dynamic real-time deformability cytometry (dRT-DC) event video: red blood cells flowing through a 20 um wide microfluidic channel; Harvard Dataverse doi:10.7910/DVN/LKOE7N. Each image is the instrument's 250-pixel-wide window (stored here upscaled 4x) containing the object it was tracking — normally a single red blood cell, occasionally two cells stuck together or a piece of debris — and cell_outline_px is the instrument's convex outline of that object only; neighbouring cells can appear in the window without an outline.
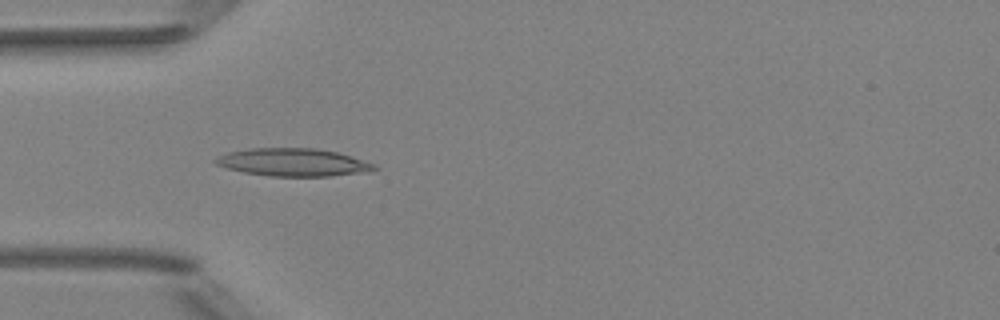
{"species": "Egyptian fruit bat (a non-hibernating species)", "species_latin": "Rousettus aegyptiacus", "temperature_condition": "room temperature", "stored_images_in_passage": 37, "camera_frame_rate_fps": 3000, "um_per_image_px": 0.085, "animal": {"sex": "female"}, "frame": {"image": 1, "passage_image": 2, "time_ms": 0.333, "image_size_px": [1000, 320], "cell_outline_px": [[380, 168], [372, 172], [332, 176], [268, 176], [244, 172], [228, 168], [216, 164], [212, 160], [216, 156], [228, 152], [252, 148], [316, 148], [336, 152], [376, 164]], "centroid_in_image_um": [24.95, 13.8], "position_along_channel_um": 60.0, "area_um2": 25.89}}
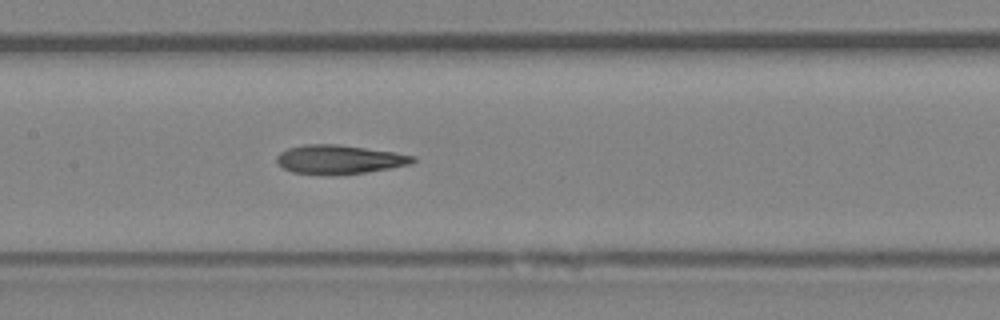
{"frame": {"image": 2, "passage_image": 11, "time_ms": 3.333, "image_size_px": [1000, 320], "cell_outline_px": [[416, 160], [412, 164], [364, 172], [292, 172], [284, 168], [276, 160], [276, 156], [280, 152], [288, 148], [304, 144], [336, 144], [392, 152], [416, 156]], "centroid_in_image_um": [28.85, 13.5], "position_along_channel_um": 178.6, "area_um2": 21.85}}
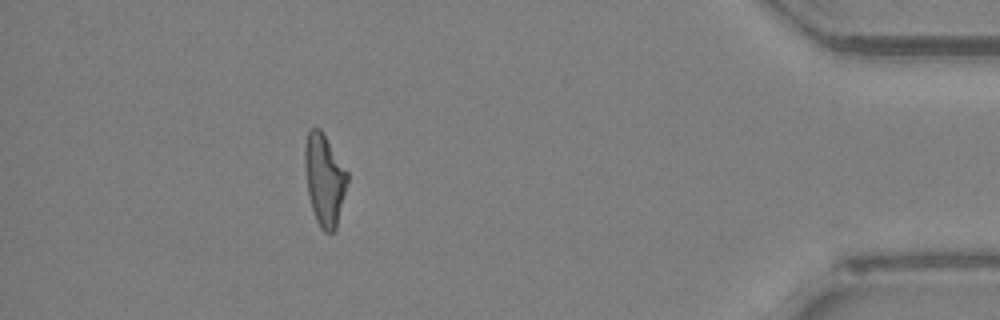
{"frame": {"image": 3, "passage_image": 32, "time_ms": 10.333, "image_size_px": [1000, 320], "cell_outline_px": [[348, 180], [336, 228], [332, 232], [324, 232], [320, 228], [316, 220], [308, 196], [304, 168], [304, 144], [308, 132], [312, 128], [320, 128], [348, 172]], "centroid_in_image_um": [27.56, 15.26], "position_along_channel_um": 407.6, "area_um2": 22.66}, "authors_computed_cell_mechanics": {"area_um2": 22.831, "velocity_mm_per_s": 4.0429, "shape_relaxation_time_tau1_ms": null, "shape_relaxation_time_tau2_ms": 4.2047, "deformation_change_tau1": null, "deformation_change_tau2": 0.1481}}